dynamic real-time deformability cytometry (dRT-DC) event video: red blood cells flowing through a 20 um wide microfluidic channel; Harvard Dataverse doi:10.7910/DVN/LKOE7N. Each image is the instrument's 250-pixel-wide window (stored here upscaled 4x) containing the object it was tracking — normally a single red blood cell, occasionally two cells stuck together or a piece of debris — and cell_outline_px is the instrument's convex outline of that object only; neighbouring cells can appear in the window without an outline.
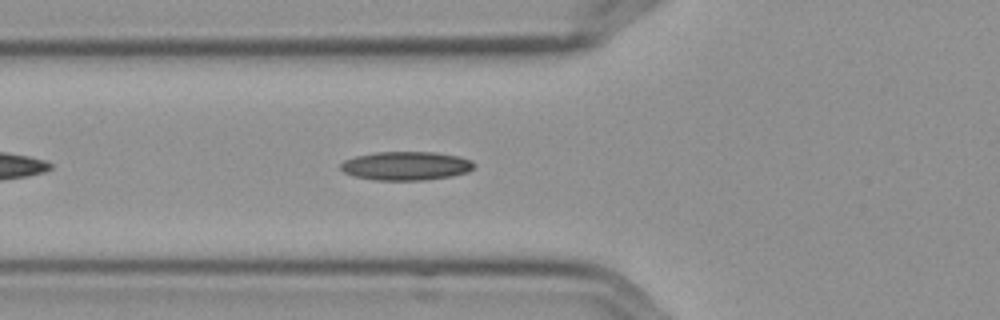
{"species": "Egyptian fruit bat (a non-hibernating species)", "species_latin": "Rousettus aegyptiacus", "temperature_condition": "cold", "stored_images_in_passage": 3, "camera_frame_rate_fps": 3000, "um_per_image_px": 0.085, "frame": {"image": 1, "passage_image": 3, "time_ms": 0.667, "image_size_px": [1000, 320], "cell_outline_px": [[476, 164], [468, 172], [452, 176], [424, 180], [376, 180], [352, 176], [344, 172], [340, 168], [340, 164], [344, 160], [356, 156], [376, 152], [436, 152], [460, 156], [472, 160]], "centroid_in_image_um": [34.53, 14.09], "position_along_channel_um": 91.3, "area_um2": 22.48}}